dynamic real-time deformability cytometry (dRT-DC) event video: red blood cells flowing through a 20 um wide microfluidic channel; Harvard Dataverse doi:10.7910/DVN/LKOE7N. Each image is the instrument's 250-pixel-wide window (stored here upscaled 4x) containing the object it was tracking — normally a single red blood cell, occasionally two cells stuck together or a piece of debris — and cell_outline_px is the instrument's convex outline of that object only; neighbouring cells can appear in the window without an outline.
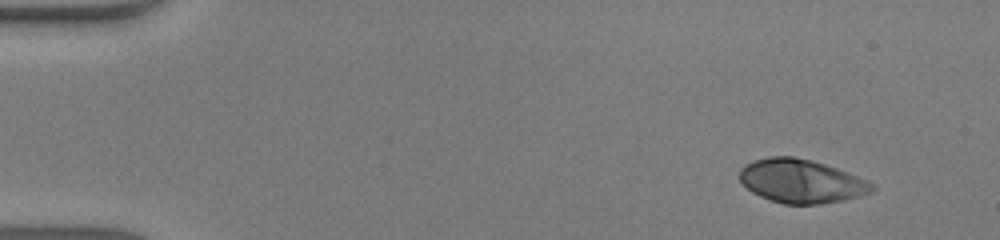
{"species": "human", "species_latin": "Homo sapiens", "temperature_condition": "warm", "stored_images_in_passage": 44, "camera_frame_rate_fps": 3000, "um_per_image_px": 0.085, "donor": {"sex": "male"}, "frame": {"image": 1, "passage_image": 1, "time_ms": 0.0, "image_size_px": [1000, 240], "cell_outline_px": [[876, 188], [872, 192], [844, 200], [820, 204], [784, 204], [760, 196], [752, 192], [740, 180], [740, 168], [744, 164], [752, 160], [768, 156], [792, 156], [824, 164], [848, 172], [868, 180], [876, 184]], "centroid_in_image_um": [68.12, 15.39], "position_along_channel_um": 16.9, "area_um2": 33.7}}
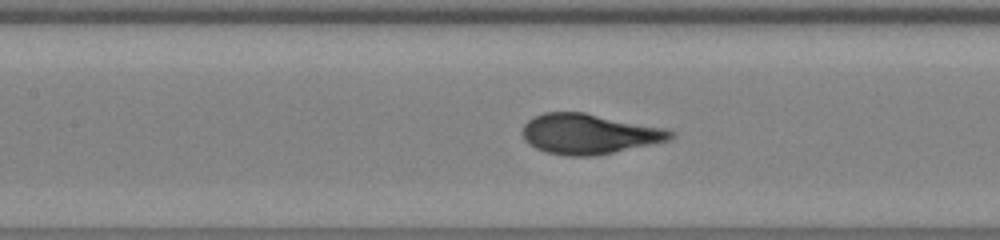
{"frame": {"image": 2, "passage_image": 19, "time_ms": 6.0, "image_size_px": [1000, 240], "cell_outline_px": [[676, 136], [672, 140], [592, 156], [564, 156], [548, 152], [536, 148], [528, 144], [524, 140], [520, 132], [524, 124], [532, 116], [544, 112], [584, 112], [664, 128], [676, 132]], "centroid_in_image_um": [50.04, 11.38], "position_along_channel_um": 157.4, "area_um2": 34.85}}
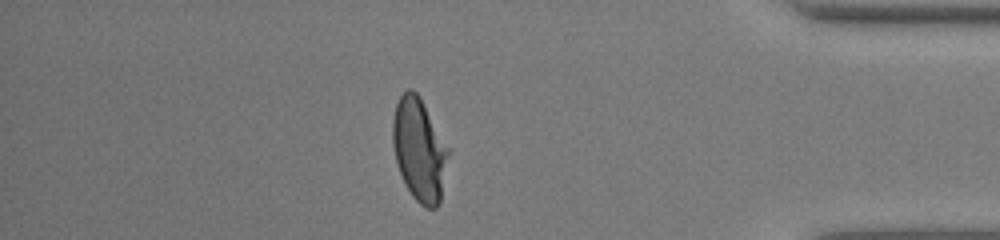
{"frame": {"image": 3, "passage_image": 38, "time_ms": 12.333, "image_size_px": [1000, 240], "cell_outline_px": [[448, 152], [440, 204], [436, 208], [424, 208], [412, 196], [404, 184], [396, 160], [392, 144], [392, 120], [396, 104], [400, 96], [408, 88], [412, 88], [420, 96], [448, 148]], "centroid_in_image_um": [35.61, 12.73], "position_along_channel_um": 399.6, "area_um2": 33.12}, "authors_computed_cell_mechanics": {"area_um2": 33.6974, "velocity_mm_per_s": 4.3492, "shape_relaxation_time_tau1_ms": 3.4777, "shape_relaxation_time_tau2_ms": null, "deformation_change_tau1": 0.2095, "deformation_change_tau2": null}}